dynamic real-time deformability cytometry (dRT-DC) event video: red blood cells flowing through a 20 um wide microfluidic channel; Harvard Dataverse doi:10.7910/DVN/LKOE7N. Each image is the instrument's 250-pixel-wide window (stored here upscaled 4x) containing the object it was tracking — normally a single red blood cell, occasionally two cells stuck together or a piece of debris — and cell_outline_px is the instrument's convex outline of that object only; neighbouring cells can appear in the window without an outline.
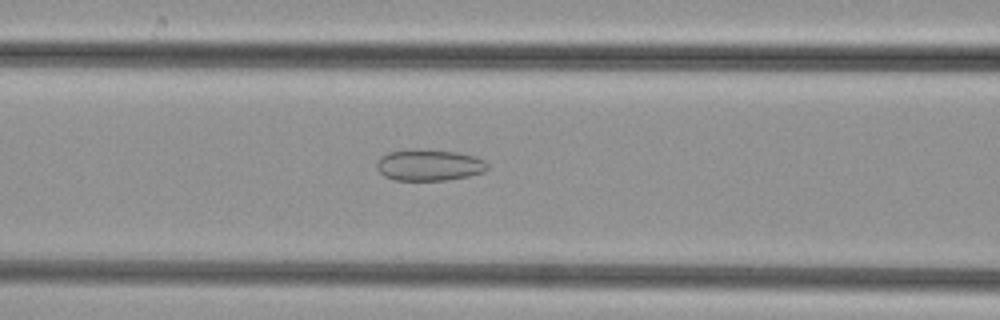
{"species": "common noctule bat (a hibernating species)", "species_latin": "Nyctalus noctula", "temperature_condition": "cold", "stored_images_in_passage": 37, "camera_frame_rate_fps": 3000, "um_per_image_px": 0.085, "animal": {"sex": "female", "body_mass_g": 29.2, "forearm_length_mm": 56.3}, "frame": {"image": 1, "passage_image": 8, "time_ms": 2.333, "image_size_px": [1000, 320], "cell_outline_px": [[488, 168], [484, 172], [468, 176], [444, 180], [396, 180], [384, 176], [376, 168], [376, 164], [380, 156], [388, 152], [460, 152], [476, 156], [484, 160], [488, 164]], "centroid_in_image_um": [36.51, 14.07], "position_along_channel_um": 130.1, "area_um2": 19.48}}
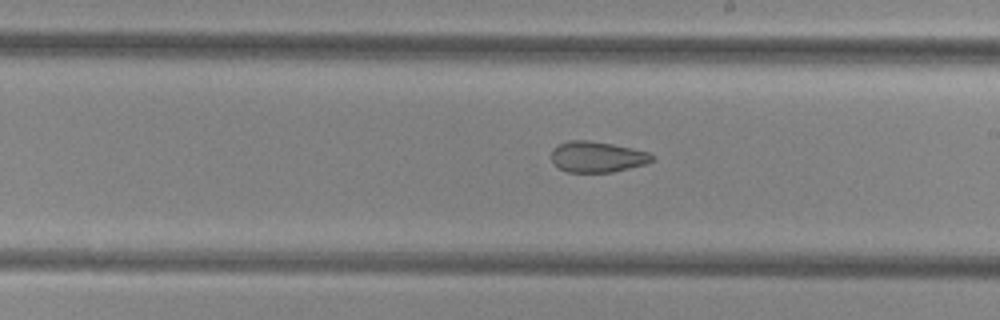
{"frame": {"image": 2, "passage_image": 16, "time_ms": 5.0, "image_size_px": [1000, 320], "cell_outline_px": [[652, 160], [644, 164], [612, 172], [568, 172], [552, 164], [552, 148], [568, 140], [588, 140], [612, 144], [632, 148], [648, 152], [652, 156]], "centroid_in_image_um": [50.71, 13.33], "position_along_channel_um": 238.3, "area_um2": 17.92}}
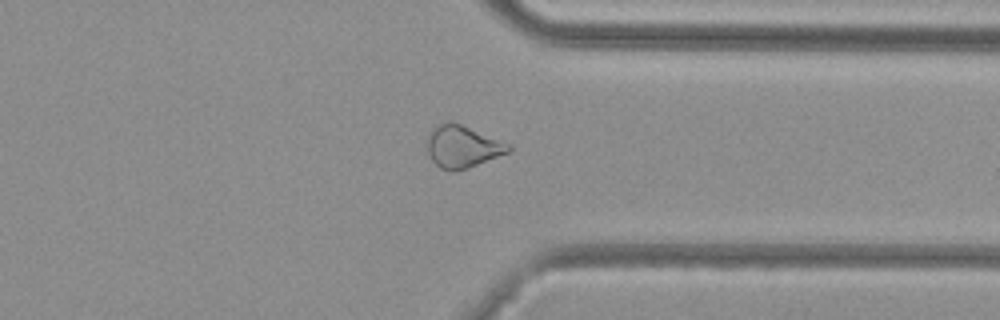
{"frame": {"image": 3, "passage_image": 26, "time_ms": 8.333, "image_size_px": [1000, 320], "cell_outline_px": [[512, 148], [508, 152], [476, 164], [464, 168], [440, 168], [432, 160], [428, 152], [428, 132], [436, 124], [460, 124], [512, 144]], "centroid_in_image_um": [39.32, 12.43], "position_along_channel_um": 372.1, "area_um2": 19.13}}